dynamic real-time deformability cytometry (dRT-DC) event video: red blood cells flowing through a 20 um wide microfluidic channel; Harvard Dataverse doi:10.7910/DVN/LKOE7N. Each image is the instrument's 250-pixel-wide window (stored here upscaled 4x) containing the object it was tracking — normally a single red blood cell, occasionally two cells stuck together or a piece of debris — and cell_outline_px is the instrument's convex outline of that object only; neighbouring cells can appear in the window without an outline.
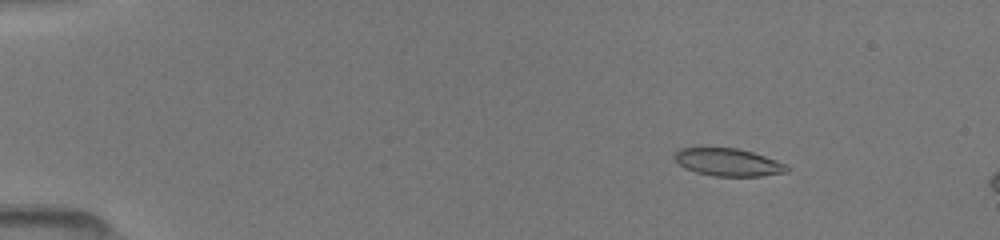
{"species": "common noctule bat (a hibernating species)", "species_latin": "Nyctalus noctula", "temperature_condition": "room temperature", "stored_images_in_passage": 12, "camera_frame_rate_fps": 3000, "um_per_image_px": 0.085, "animal": {"sex": "female", "body_mass_g": 19.5, "forearm_length_mm": 54.1}, "frame": {"image": 1, "passage_image": 7, "time_ms": 2.333, "image_size_px": [1000, 240], "cell_outline_px": [[792, 168], [788, 172], [760, 176], [716, 176], [696, 172], [684, 168], [672, 156], [680, 148], [736, 148], [752, 152], [788, 164]], "centroid_in_image_um": [61.94, 13.8], "position_along_channel_um": 23.1, "area_um2": 18.09}}